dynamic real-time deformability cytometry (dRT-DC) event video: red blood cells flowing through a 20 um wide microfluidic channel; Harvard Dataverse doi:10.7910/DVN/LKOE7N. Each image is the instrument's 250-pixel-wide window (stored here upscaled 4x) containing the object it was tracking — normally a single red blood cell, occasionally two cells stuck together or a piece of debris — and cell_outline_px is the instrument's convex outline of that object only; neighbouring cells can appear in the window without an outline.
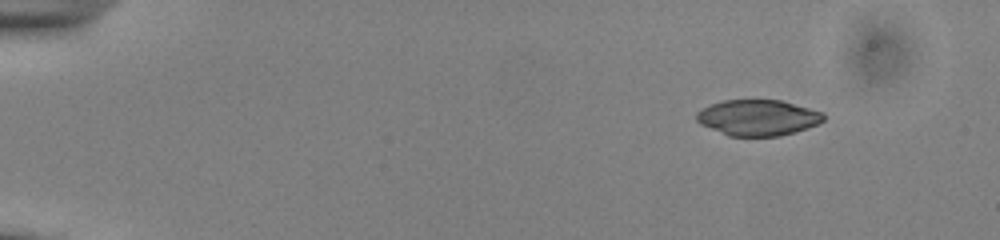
{"species": "common noctule bat (a hibernating species)", "species_latin": "Nyctalus noctula", "temperature_condition": "cold", "stored_images_in_passage": 48, "camera_frame_rate_fps": 3000, "um_per_image_px": 0.085, "animal": {"sex": "male", "body_mass_g": 13.0, "forearm_length_mm": 53.1}, "frame": {"image": 1, "passage_image": 1, "time_ms": 0.0, "image_size_px": [1000, 240], "cell_outline_px": [[824, 120], [816, 124], [780, 136], [728, 136], [700, 124], [696, 120], [696, 112], [712, 104], [724, 100], [780, 100], [824, 112]], "centroid_in_image_um": [64.39, 10.0], "position_along_channel_um": 20.6, "area_um2": 26.3}}
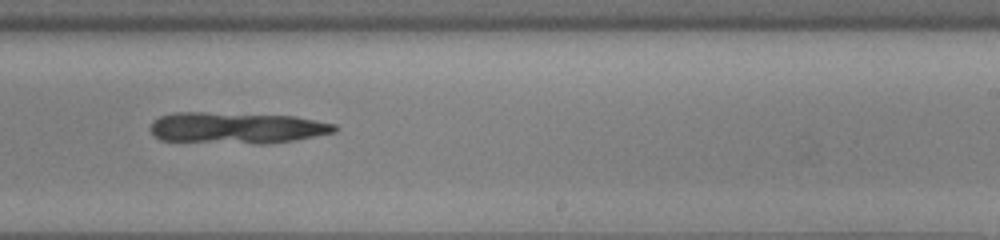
{"frame": {"image": 2, "passage_image": 29, "time_ms": 9.333, "image_size_px": [1000, 240], "cell_outline_px": [[340, 128], [336, 132], [296, 140], [268, 144], [252, 144], [160, 140], [152, 136], [152, 120], [160, 116], [176, 112], [204, 112], [296, 116], [336, 124]], "centroid_in_image_um": [20.16, 10.87], "position_along_channel_um": 268.8, "area_um2": 34.04}}
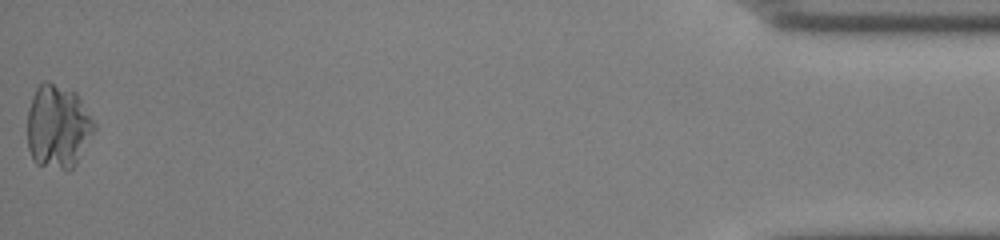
{"frame": {"image": 3, "passage_image": 48, "time_ms": 15.667, "image_size_px": [1000, 240], "cell_outline_px": [[96, 128], [76, 164], [68, 172], [36, 164], [32, 160], [28, 148], [28, 108], [32, 96], [36, 88], [44, 80], [48, 80], [76, 92], [96, 124]], "centroid_in_image_um": [4.92, 10.77], "position_along_channel_um": 430.3, "area_um2": 33.0}}